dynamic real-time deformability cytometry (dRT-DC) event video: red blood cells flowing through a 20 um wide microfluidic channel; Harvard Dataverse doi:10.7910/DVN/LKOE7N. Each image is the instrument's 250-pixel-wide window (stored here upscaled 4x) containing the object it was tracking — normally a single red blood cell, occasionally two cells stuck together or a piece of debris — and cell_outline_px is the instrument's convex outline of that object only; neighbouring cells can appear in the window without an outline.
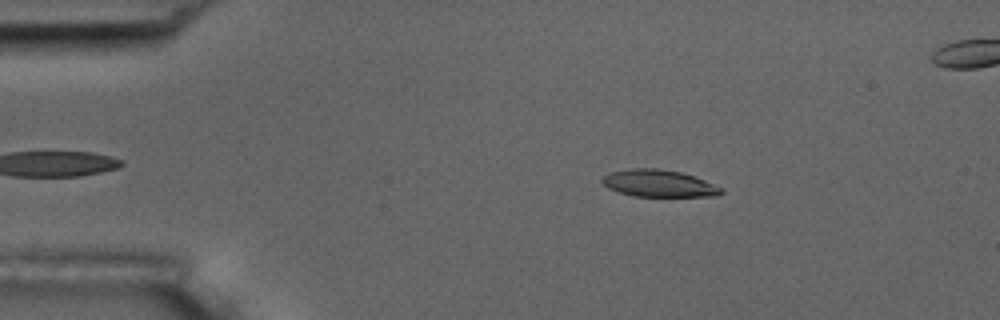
{"species": "common noctule bat (a hibernating species)", "species_latin": "Nyctalus noctula", "temperature_condition": "room temperature", "stored_images_in_passage": 4, "segment_of_instrument_passage": [1, 2], "camera_frame_rate_fps": 3000, "um_per_image_px": 0.085, "animal": {"sex": "male", "body_mass_g": 17.5, "forearm_length_mm": 52.3}, "frame": {"image": 1, "passage_image": 2, "time_ms": 1.333, "image_size_px": [1000, 320], "cell_outline_px": [[724, 192], [716, 196], [632, 196], [608, 188], [600, 180], [604, 176], [612, 172], [632, 168], [656, 168], [680, 172], [704, 180], [724, 188]], "centroid_in_image_um": [56.02, 15.59], "position_along_channel_um": 29.0, "area_um2": 18.61}}